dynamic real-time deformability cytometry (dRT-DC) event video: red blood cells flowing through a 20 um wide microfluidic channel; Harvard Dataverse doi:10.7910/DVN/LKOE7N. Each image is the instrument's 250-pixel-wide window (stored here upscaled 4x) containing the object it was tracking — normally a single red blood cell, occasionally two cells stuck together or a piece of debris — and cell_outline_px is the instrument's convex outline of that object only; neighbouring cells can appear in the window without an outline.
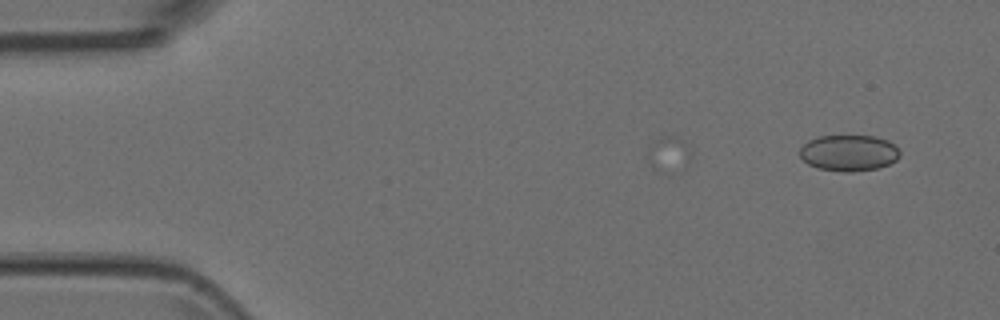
{"species": "Egyptian fruit bat (a non-hibernating species)", "species_latin": "Rousettus aegyptiacus", "temperature_condition": "room temperature", "stored_images_in_passage": 2, "camera_frame_rate_fps": 3000, "um_per_image_px": 0.085, "animal": {"sex": "female"}, "frame": {"image": 1, "passage_image": 2, "time_ms": 0.333, "image_size_px": [1000, 320], "cell_outline_px": [[900, 156], [896, 160], [888, 164], [876, 168], [816, 168], [808, 164], [800, 156], [800, 148], [808, 140], [820, 136], [872, 136], [888, 140], [900, 152]], "centroid_in_image_um": [72.14, 12.93], "position_along_channel_um": 12.9, "area_um2": 20.0}}